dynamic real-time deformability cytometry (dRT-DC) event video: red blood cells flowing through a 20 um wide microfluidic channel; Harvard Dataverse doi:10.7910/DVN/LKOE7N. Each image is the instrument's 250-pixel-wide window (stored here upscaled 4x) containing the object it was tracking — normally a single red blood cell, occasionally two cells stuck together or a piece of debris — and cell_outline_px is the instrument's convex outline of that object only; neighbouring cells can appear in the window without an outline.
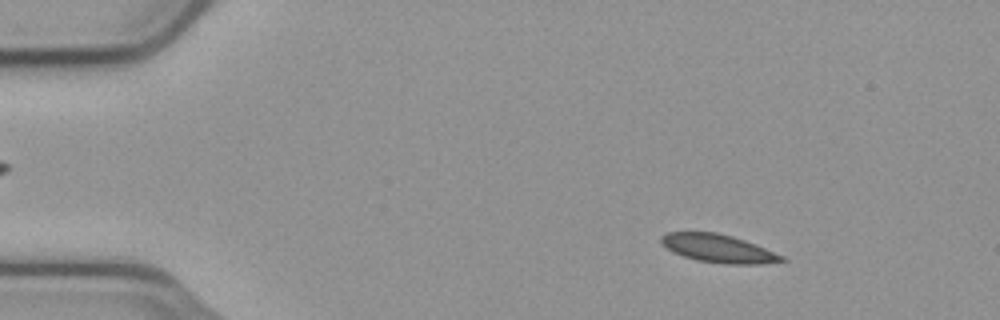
{"species": "common noctule bat (a hibernating species)", "species_latin": "Nyctalus noctula", "temperature_condition": "cold", "stored_images_in_passage": 55, "camera_frame_rate_fps": 3000, "um_per_image_px": 0.085, "animal": {"sex": "male", "body_mass_g": 23.1, "forearm_length_mm": 52.7}, "frame": {"image": 1, "passage_image": 8, "time_ms": 2.333, "image_size_px": [1000, 320], "cell_outline_px": [[788, 260], [764, 264], [724, 264], [696, 260], [672, 252], [660, 244], [660, 236], [668, 232], [716, 232], [732, 236], [756, 244], [784, 256]], "centroid_in_image_um": [61.04, 21.12], "position_along_channel_um": 24.0, "area_um2": 19.94}}
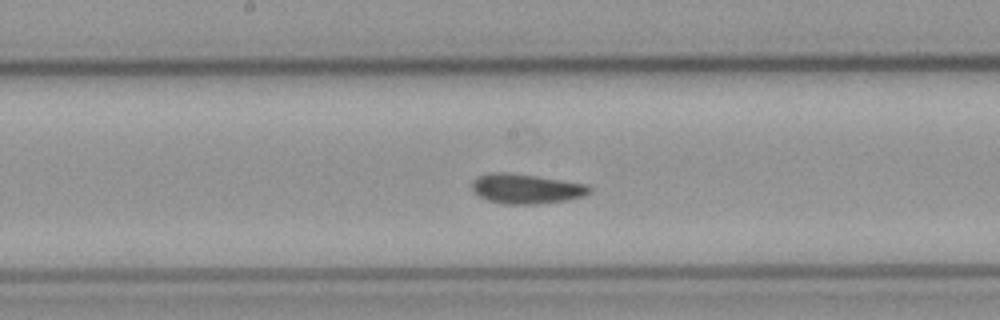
{"frame": {"image": 2, "passage_image": 29, "time_ms": 9.333, "image_size_px": [1000, 320], "cell_outline_px": [[592, 192], [584, 196], [568, 200], [536, 204], [504, 204], [488, 200], [472, 192], [472, 180], [476, 176], [492, 172], [508, 172], [536, 176], [588, 184], [592, 188]], "centroid_in_image_um": [44.73, 16.04], "position_along_channel_um": 203.5, "area_um2": 20.63}}
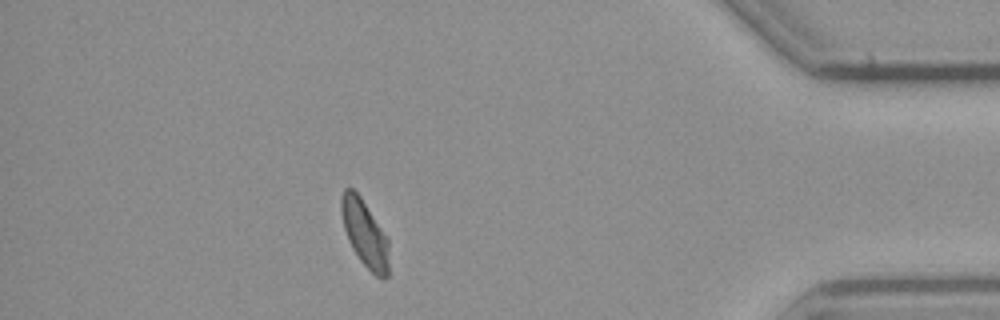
{"frame": {"image": 3, "passage_image": 49, "time_ms": 16.0, "image_size_px": [1000, 320], "cell_outline_px": [[388, 276], [384, 280], [380, 280], [360, 260], [352, 248], [348, 240], [344, 228], [340, 212], [340, 196], [344, 188], [352, 188], [360, 196], [388, 240]], "centroid_in_image_um": [30.97, 19.85], "position_along_channel_um": 404.2, "area_um2": 18.38}}